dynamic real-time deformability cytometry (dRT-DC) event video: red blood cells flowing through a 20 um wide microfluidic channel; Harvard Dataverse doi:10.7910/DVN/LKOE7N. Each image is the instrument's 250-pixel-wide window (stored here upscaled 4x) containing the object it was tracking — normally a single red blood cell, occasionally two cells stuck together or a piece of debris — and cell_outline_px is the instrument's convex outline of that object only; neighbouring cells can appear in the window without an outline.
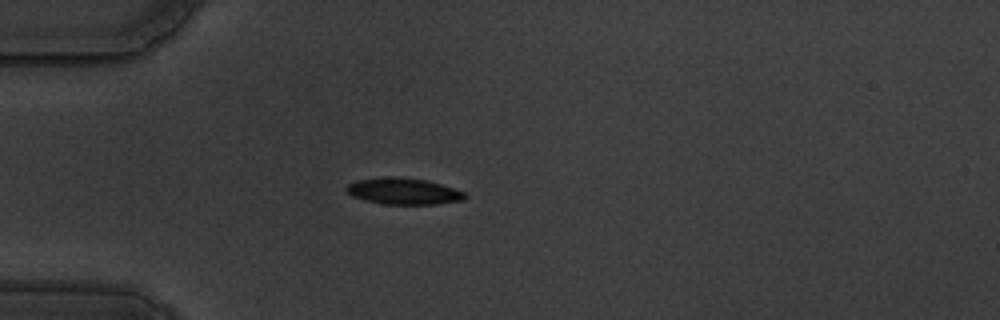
{"species": "common noctule bat (a hibernating species)", "species_latin": "Nyctalus noctula", "temperature_condition": "warm", "stored_images_in_passage": 41, "camera_frame_rate_fps": 3000, "um_per_image_px": 0.085, "animal": {"sex": "male", "body_mass_g": 19.5, "forearm_length_mm": 54.6}, "frame": {"image": 1, "passage_image": 4, "time_ms": 1.0, "image_size_px": [1000, 320], "cell_outline_px": [[468, 196], [464, 200], [436, 204], [384, 204], [352, 196], [344, 188], [348, 184], [356, 180], [428, 180], [464, 192]], "centroid_in_image_um": [34.37, 16.31], "position_along_channel_um": 50.6, "area_um2": 17.05}}
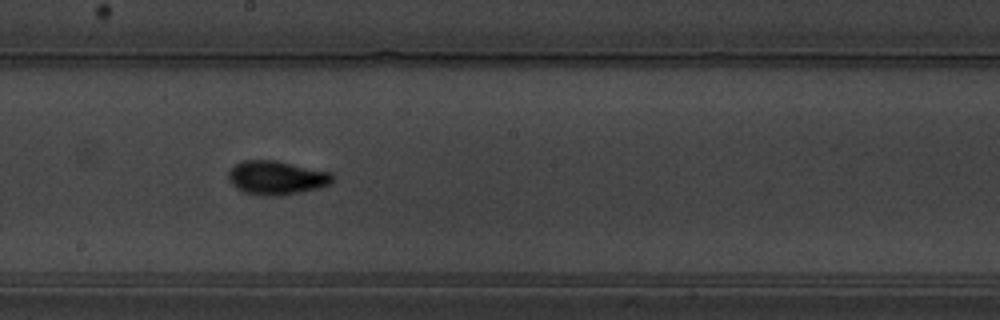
{"frame": {"image": 2, "passage_image": 20, "time_ms": 6.333, "image_size_px": [1000, 320], "cell_outline_px": [[332, 180], [328, 184], [320, 188], [284, 196], [260, 196], [244, 192], [236, 188], [232, 184], [228, 176], [228, 172], [236, 164], [244, 160], [276, 160], [332, 172]], "centroid_in_image_um": [23.51, 15.12], "position_along_channel_um": 224.7, "area_um2": 20.69}}
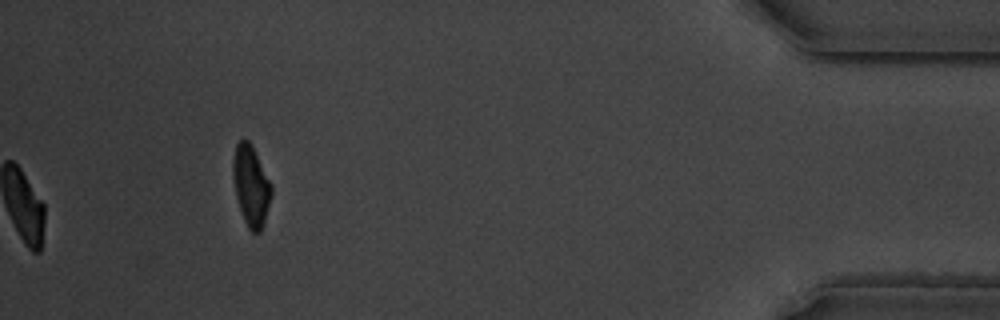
{"frame": {"image": 3, "passage_image": 41, "time_ms": 13.333, "image_size_px": [1000, 320], "cell_outline_px": [[272, 192], [264, 224], [260, 232], [252, 232], [248, 228], [244, 220], [236, 196], [232, 176], [232, 160], [236, 144], [240, 140], [248, 140], [252, 144], [272, 184]], "centroid_in_image_um": [21.33, 15.76], "position_along_channel_um": 413.9, "area_um2": 18.15}, "authors_computed_cell_mechanics": {"area_um2": 18.8428, "velocity_mm_per_s": 3.5331, "shape_relaxation_time_tau1_ms": 3.1007, "shape_relaxation_time_tau2_ms": 1.9797, "deformation_change_tau1": 0.1644, "deformation_change_tau2": 0.0673}}